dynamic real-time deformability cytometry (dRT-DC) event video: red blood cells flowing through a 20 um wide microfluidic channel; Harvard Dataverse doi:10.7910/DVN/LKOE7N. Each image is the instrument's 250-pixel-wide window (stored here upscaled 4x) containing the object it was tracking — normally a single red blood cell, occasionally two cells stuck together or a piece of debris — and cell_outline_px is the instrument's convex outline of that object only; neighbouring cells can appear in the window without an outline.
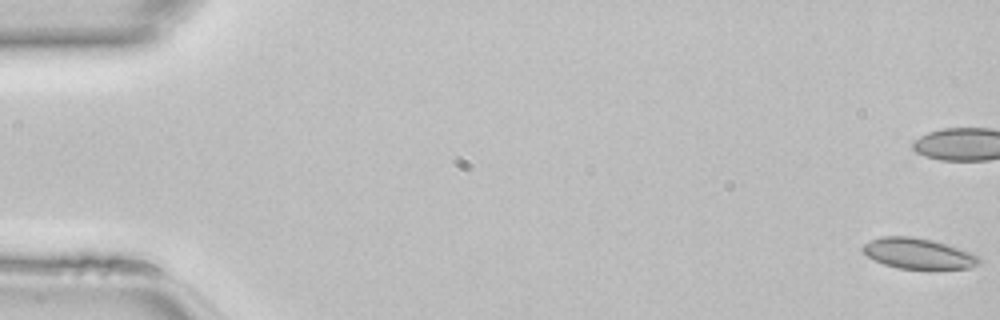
{"species": "common noctule bat (a hibernating species)", "species_latin": "Nyctalus noctula", "temperature_condition": "room temperature", "stored_images_in_passage": 16, "camera_frame_rate_fps": 3000, "um_per_image_px": 0.085, "animal": {"sex": "female", "body_mass_g": 22.7, "forearm_length_mm": 54.2}, "frame": {"image": 1, "passage_image": 1, "time_ms": 0.0, "image_size_px": [1000, 320], "cell_outline_px": [[980, 264], [968, 268], [900, 268], [884, 264], [868, 256], [860, 248], [864, 244], [872, 240], [884, 236], [908, 236], [932, 240], [948, 244], [972, 252], [980, 256]], "centroid_in_image_um": [78.09, 21.54], "position_along_channel_um": 6.9, "area_um2": 20.52}}